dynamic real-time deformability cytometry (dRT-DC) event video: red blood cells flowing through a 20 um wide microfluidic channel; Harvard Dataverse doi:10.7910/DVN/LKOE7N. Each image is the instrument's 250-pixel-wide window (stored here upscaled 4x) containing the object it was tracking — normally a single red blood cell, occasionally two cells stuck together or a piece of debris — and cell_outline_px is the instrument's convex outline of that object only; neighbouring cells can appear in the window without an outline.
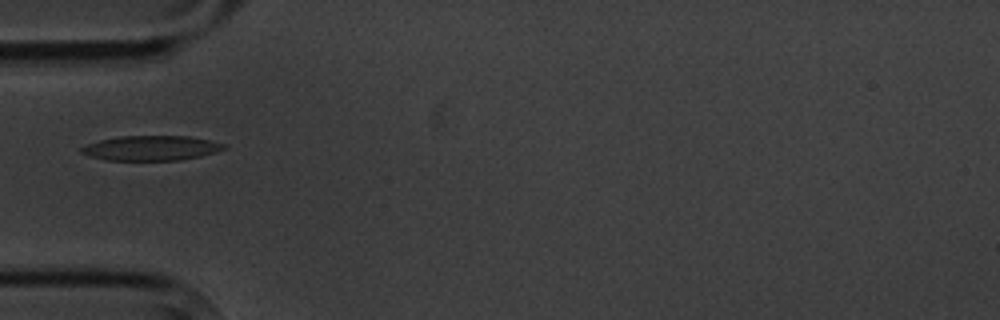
{"species": "common noctule bat (a hibernating species)", "species_latin": "Nyctalus noctula", "temperature_condition": "cold", "stored_images_in_passage": 6, "camera_frame_rate_fps": 3000, "um_per_image_px": 0.085, "animal": {"sex": "male", "body_mass_g": 20.1, "forearm_length_mm": 53.5}, "frame": {"image": 1, "passage_image": 1, "time_ms": 0.0, "image_size_px": [1000, 320], "cell_outline_px": [[228, 148], [216, 152], [200, 156], [180, 160], [104, 160], [88, 156], [80, 152], [80, 148], [88, 144], [100, 140], [120, 136], [188, 136], [208, 140], [224, 144]], "centroid_in_image_um": [12.83, 12.59], "position_along_channel_um": 72.2, "area_um2": 20.58}}
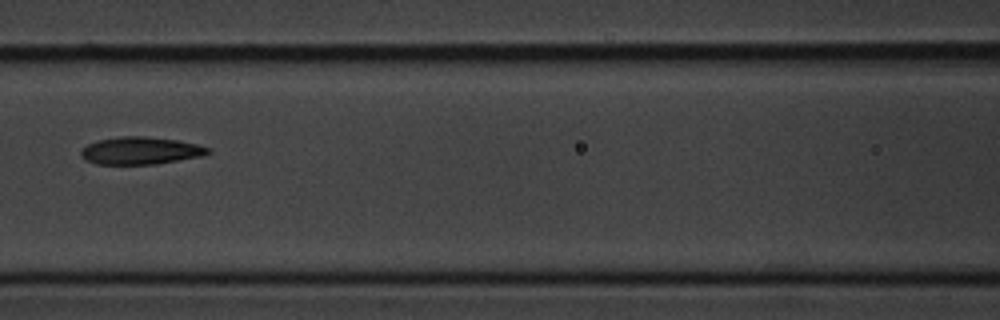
{"frame": {"image": 2, "passage_image": 3, "time_ms": 2.333, "image_size_px": [1000, 320], "cell_outline_px": [[212, 152], [200, 156], [156, 164], [96, 164], [84, 160], [80, 156], [80, 152], [88, 144], [96, 140], [120, 136], [144, 136], [180, 140], [212, 148]], "centroid_in_image_um": [11.94, 12.8], "position_along_channel_um": 154.7, "area_um2": 20.46}}
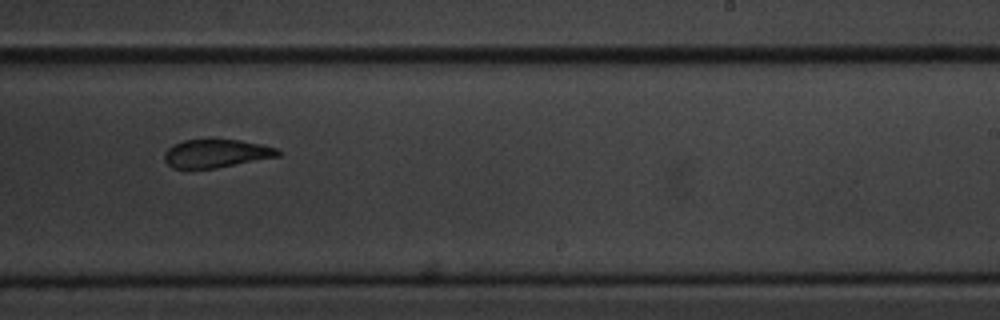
{"frame": {"image": 3, "passage_image": 6, "time_ms": 5.667, "image_size_px": [1000, 320], "cell_outline_px": [[280, 156], [216, 168], [172, 168], [164, 160], [164, 152], [172, 144], [184, 140], [208, 136], [212, 136], [240, 140], [260, 144], [276, 148], [280, 152]], "centroid_in_image_um": [18.33, 12.99], "position_along_channel_um": 270.7, "area_um2": 19.42}}